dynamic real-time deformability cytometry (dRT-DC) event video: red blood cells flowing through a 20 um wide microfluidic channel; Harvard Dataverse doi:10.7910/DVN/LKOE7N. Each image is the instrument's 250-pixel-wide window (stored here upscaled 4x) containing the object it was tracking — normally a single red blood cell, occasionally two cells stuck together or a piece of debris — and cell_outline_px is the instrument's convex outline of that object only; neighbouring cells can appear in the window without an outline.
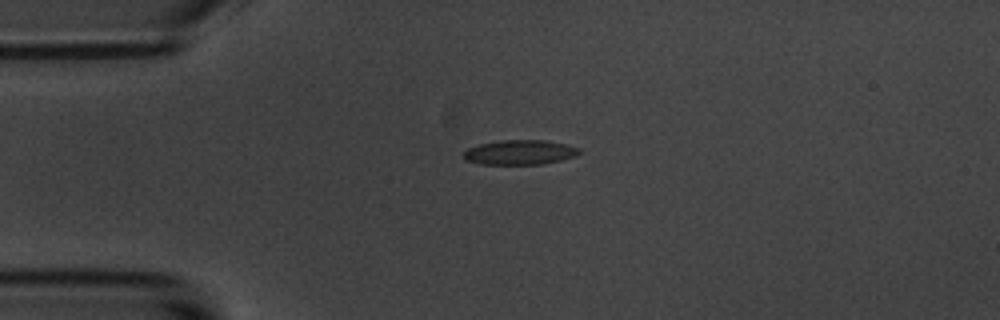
{"species": "common noctule bat (a hibernating species)", "species_latin": "Nyctalus noctula", "temperature_condition": "room temperature", "stored_images_in_passage": 45, "camera_frame_rate_fps": 3000, "um_per_image_px": 0.085, "animal": {"sex": "male", "body_mass_g": 20.1, "forearm_length_mm": 53.5}, "frame": {"image": 1, "passage_image": 1, "time_ms": 0.0, "image_size_px": [1000, 320], "cell_outline_px": [[580, 152], [576, 156], [560, 160], [540, 164], [480, 164], [468, 160], [464, 156], [464, 152], [468, 148], [480, 144], [500, 140], [544, 140], [568, 144], [580, 148]], "centroid_in_image_um": [44.22, 12.94], "position_along_channel_um": 40.8, "area_um2": 16.53}}
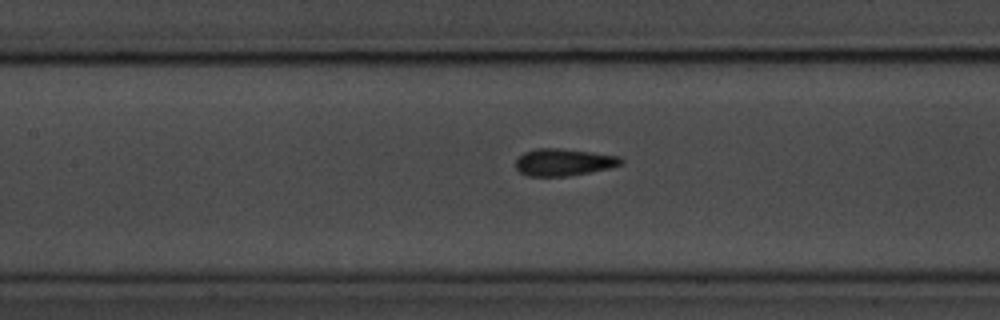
{"frame": {"image": 2, "passage_image": 13, "time_ms": 4.0, "image_size_px": [1000, 320], "cell_outline_px": [[624, 160], [620, 164], [608, 168], [568, 176], [528, 176], [520, 172], [516, 168], [516, 160], [524, 152], [536, 148], [560, 148], [592, 152], [620, 156]], "centroid_in_image_um": [47.89, 13.78], "position_along_channel_um": 159.5, "area_um2": 16.53}}
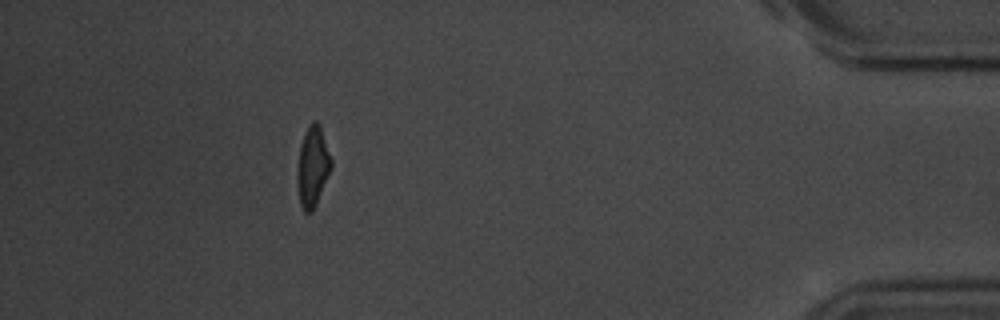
{"frame": {"image": 3, "passage_image": 39, "time_ms": 12.667, "image_size_px": [1000, 320], "cell_outline_px": [[332, 168], [316, 204], [312, 212], [304, 212], [300, 204], [296, 180], [296, 168], [300, 144], [304, 132], [308, 124], [312, 120], [316, 120], [320, 124], [332, 160]], "centroid_in_image_um": [26.56, 14.12], "position_along_channel_um": 408.6, "area_um2": 16.3}, "authors_computed_cell_mechanics": {"area_um2": 16.4152, "velocity_mm_per_s": 3.5119, "shape_relaxation_time_tau1_ms": 3.0271, "shape_relaxation_time_tau2_ms": 1.3668, "deformation_change_tau1": 0.1107, "deformation_change_tau2": 0.0751}}